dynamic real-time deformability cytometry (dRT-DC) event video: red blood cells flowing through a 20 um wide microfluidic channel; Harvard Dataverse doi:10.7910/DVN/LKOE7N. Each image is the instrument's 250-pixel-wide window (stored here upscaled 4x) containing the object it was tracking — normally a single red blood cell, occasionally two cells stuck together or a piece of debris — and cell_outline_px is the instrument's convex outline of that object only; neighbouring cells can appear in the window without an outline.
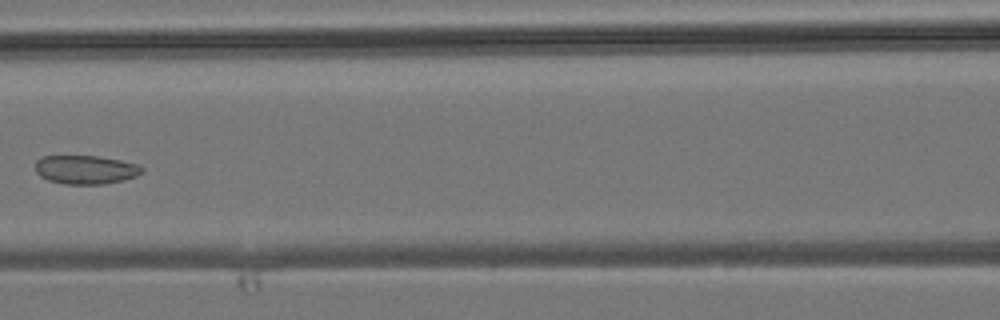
{"species": "common noctule bat (a hibernating species)", "species_latin": "Nyctalus noctula", "temperature_condition": "room temperature", "stored_images_in_passage": 5, "camera_frame_rate_fps": 3000, "um_per_image_px": 0.085, "animal": {"sex": "male", "body_mass_g": 19.2, "forearm_length_mm": 51.8}, "frame": {"image": 1, "passage_image": 5, "time_ms": 5.667, "image_size_px": [1000, 320], "cell_outline_px": [[144, 172], [136, 176], [124, 180], [104, 184], [64, 184], [48, 180], [40, 176], [36, 172], [36, 160], [44, 156], [100, 156], [120, 160], [136, 164], [144, 168]], "centroid_in_image_um": [7.29, 14.42], "position_along_channel_um": 159.3, "area_um2": 17.92}}